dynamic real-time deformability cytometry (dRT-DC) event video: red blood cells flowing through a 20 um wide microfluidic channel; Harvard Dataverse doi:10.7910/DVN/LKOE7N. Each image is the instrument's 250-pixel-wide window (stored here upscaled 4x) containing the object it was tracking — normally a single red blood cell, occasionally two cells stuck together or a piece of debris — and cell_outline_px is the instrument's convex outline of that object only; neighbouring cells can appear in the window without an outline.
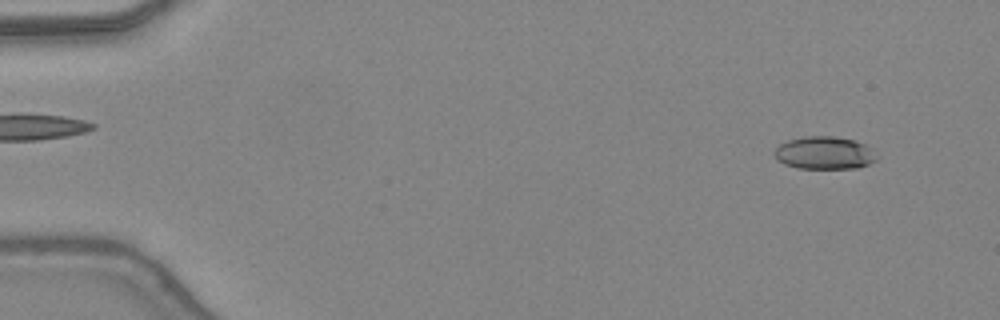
{"species": "common noctule bat (a hibernating species)", "species_latin": "Nyctalus noctula", "temperature_condition": "warm", "stored_images_in_passage": 48, "camera_frame_rate_fps": 3000, "um_per_image_px": 0.085, "animal": {"sex": "female", "body_mass_g": 24.6, "forearm_length_mm": 56.2}, "frame": {"image": 1, "passage_image": 4, "time_ms": 1.0, "image_size_px": [1000, 320], "cell_outline_px": [[880, 156], [876, 160], [868, 164], [856, 168], [796, 168], [784, 164], [776, 160], [772, 152], [780, 144], [788, 140], [804, 136], [836, 136], [856, 140], [872, 148]], "centroid_in_image_um": [70.08, 12.99], "position_along_channel_um": 14.9, "area_um2": 19.88}}
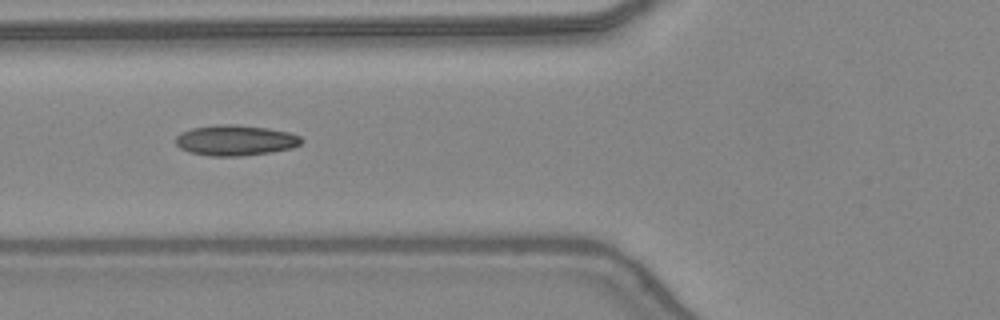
{"frame": {"image": 2, "passage_image": 19, "time_ms": 6.0, "image_size_px": [1000, 320], "cell_outline_px": [[304, 140], [300, 144], [292, 148], [272, 152], [240, 156], [208, 156], [188, 152], [180, 148], [176, 144], [176, 136], [180, 132], [192, 128], [216, 124], [236, 124], [268, 128], [288, 132], [300, 136]], "centroid_in_image_um": [19.99, 11.92], "position_along_channel_um": 105.8, "area_um2": 22.6}}
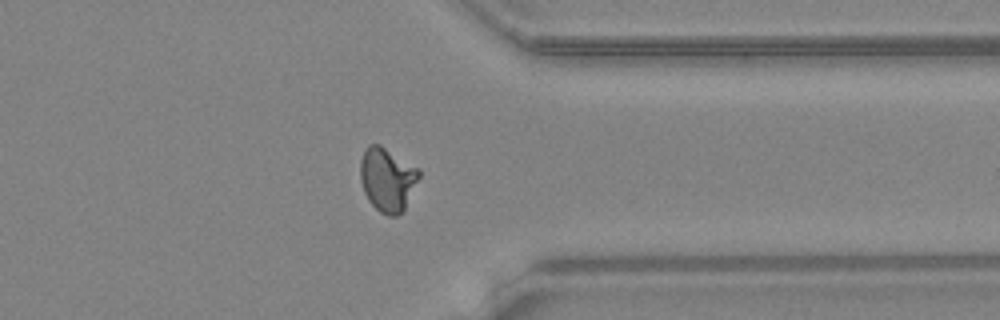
{"frame": {"image": 3, "passage_image": 38, "time_ms": 12.333, "image_size_px": [1000, 320], "cell_outline_px": [[420, 176], [404, 208], [396, 216], [388, 216], [380, 212], [368, 200], [364, 192], [360, 180], [360, 160], [364, 148], [368, 144], [380, 144], [420, 168]], "centroid_in_image_um": [32.91, 15.2], "position_along_channel_um": 378.5, "area_um2": 21.96}, "authors_computed_cell_mechanics": {"area_um2": 20.4612, "velocity_mm_per_s": 4.371, "shape_relaxation_time_tau1_ms": 9.037, "shape_relaxation_time_tau2_ms": 1.3161, "deformation_change_tau1": 0.3045, "deformation_change_tau2": 0.0689}}